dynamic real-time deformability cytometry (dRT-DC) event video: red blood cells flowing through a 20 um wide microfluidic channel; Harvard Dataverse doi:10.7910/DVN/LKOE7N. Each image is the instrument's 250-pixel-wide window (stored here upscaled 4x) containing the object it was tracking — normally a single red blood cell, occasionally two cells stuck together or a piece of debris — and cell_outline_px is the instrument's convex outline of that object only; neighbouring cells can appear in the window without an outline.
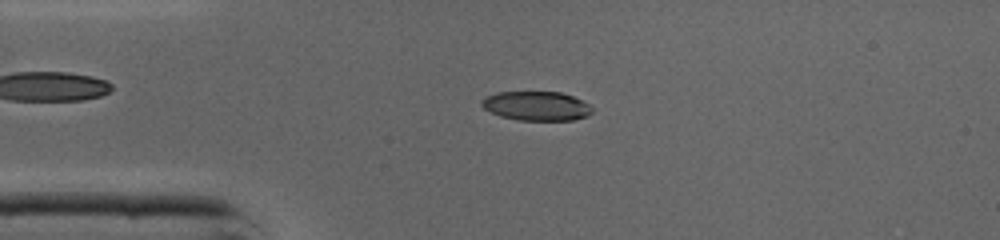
{"species": "common noctule bat (a hibernating species)", "species_latin": "Nyctalus noctula", "temperature_condition": "cold", "stored_images_in_passage": 36, "camera_frame_rate_fps": 3000, "um_per_image_px": 0.085, "animal": {"sex": "male", "body_mass_g": 19.0, "forearm_length_mm": 50.8}, "frame": {"image": 1, "passage_image": 1, "time_ms": 0.0, "image_size_px": [1000, 240], "cell_outline_px": [[592, 112], [588, 116], [572, 120], [520, 120], [500, 116], [484, 108], [480, 104], [488, 96], [496, 92], [560, 92], [584, 100], [592, 108]], "centroid_in_image_um": [45.64, 9.01], "position_along_channel_um": 39.4, "area_um2": 18.67}}
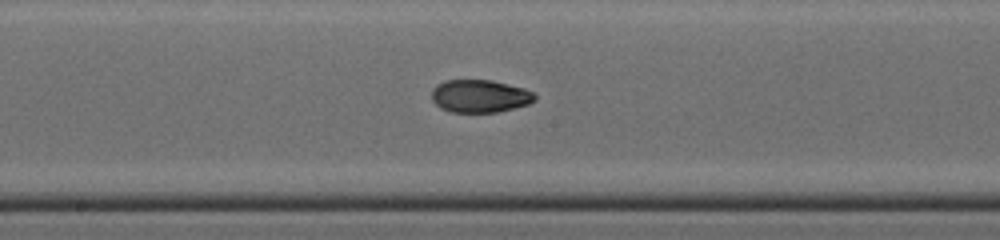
{"frame": {"image": 2, "passage_image": 14, "time_ms": 4.333, "image_size_px": [1000, 240], "cell_outline_px": [[536, 100], [528, 104], [496, 112], [452, 112], [440, 108], [432, 100], [432, 88], [436, 84], [448, 80], [492, 80], [524, 88], [532, 92], [536, 96]], "centroid_in_image_um": [40.77, 8.16], "position_along_channel_um": 207.4, "area_um2": 19.65}}
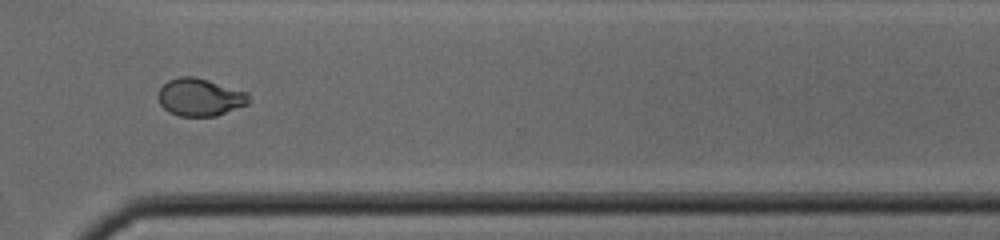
{"frame": {"image": 3, "passage_image": 24, "time_ms": 7.667, "image_size_px": [1000, 240], "cell_outline_px": [[252, 100], [248, 104], [216, 116], [180, 116], [168, 112], [160, 104], [156, 96], [160, 88], [168, 80], [180, 76], [196, 76], [248, 92]], "centroid_in_image_um": [17.0, 8.25], "position_along_channel_um": 353.6, "area_um2": 20.17}, "authors_computed_cell_mechanics": {"area_um2": 20.1722, "velocity_mm_per_s": 4.3624, "shape_relaxation_time_tau1_ms": 7.8838, "shape_relaxation_time_tau2_ms": 2.1223, "deformation_change_tau1": 0.261, "deformation_change_tau2": 0.0468}}